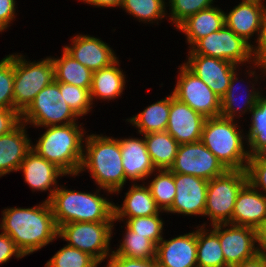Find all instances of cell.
<instances>
[{"mask_svg":"<svg viewBox=\"0 0 266 267\" xmlns=\"http://www.w3.org/2000/svg\"><path fill=\"white\" fill-rule=\"evenodd\" d=\"M119 60L108 67L93 71L90 96L93 99L112 100L121 96L125 88V75L120 69ZM118 66V67H117Z\"/></svg>","mask_w":266,"mask_h":267,"instance_id":"obj_26","label":"cell"},{"mask_svg":"<svg viewBox=\"0 0 266 267\" xmlns=\"http://www.w3.org/2000/svg\"><path fill=\"white\" fill-rule=\"evenodd\" d=\"M188 55L187 62L183 64L222 99L227 92L233 73L239 66L227 60L201 54Z\"/></svg>","mask_w":266,"mask_h":267,"instance_id":"obj_14","label":"cell"},{"mask_svg":"<svg viewBox=\"0 0 266 267\" xmlns=\"http://www.w3.org/2000/svg\"><path fill=\"white\" fill-rule=\"evenodd\" d=\"M224 11L211 6L189 16L177 28L187 36L190 48L201 38L218 31L224 24Z\"/></svg>","mask_w":266,"mask_h":267,"instance_id":"obj_25","label":"cell"},{"mask_svg":"<svg viewBox=\"0 0 266 267\" xmlns=\"http://www.w3.org/2000/svg\"><path fill=\"white\" fill-rule=\"evenodd\" d=\"M254 63L260 67V71L266 74V13L263 19L262 34L257 46H254Z\"/></svg>","mask_w":266,"mask_h":267,"instance_id":"obj_45","label":"cell"},{"mask_svg":"<svg viewBox=\"0 0 266 267\" xmlns=\"http://www.w3.org/2000/svg\"><path fill=\"white\" fill-rule=\"evenodd\" d=\"M189 50L188 54L227 60L237 66L246 64V61L255 62L254 48L225 24L218 31L199 39Z\"/></svg>","mask_w":266,"mask_h":267,"instance_id":"obj_10","label":"cell"},{"mask_svg":"<svg viewBox=\"0 0 266 267\" xmlns=\"http://www.w3.org/2000/svg\"><path fill=\"white\" fill-rule=\"evenodd\" d=\"M124 239L120 243L116 251H112L114 255L124 256L131 259H152L156 258L157 245L147 236L137 235L131 231L126 225Z\"/></svg>","mask_w":266,"mask_h":267,"instance_id":"obj_33","label":"cell"},{"mask_svg":"<svg viewBox=\"0 0 266 267\" xmlns=\"http://www.w3.org/2000/svg\"><path fill=\"white\" fill-rule=\"evenodd\" d=\"M248 182L246 170H227L223 175L208 182L204 216L211 225L231 223L236 198Z\"/></svg>","mask_w":266,"mask_h":267,"instance_id":"obj_7","label":"cell"},{"mask_svg":"<svg viewBox=\"0 0 266 267\" xmlns=\"http://www.w3.org/2000/svg\"><path fill=\"white\" fill-rule=\"evenodd\" d=\"M246 174L248 182L257 190L266 193V156H250ZM259 188V189H258Z\"/></svg>","mask_w":266,"mask_h":267,"instance_id":"obj_41","label":"cell"},{"mask_svg":"<svg viewBox=\"0 0 266 267\" xmlns=\"http://www.w3.org/2000/svg\"><path fill=\"white\" fill-rule=\"evenodd\" d=\"M79 118L65 102L59 82L52 81L42 89L29 107L21 114V122L38 127L68 125Z\"/></svg>","mask_w":266,"mask_h":267,"instance_id":"obj_8","label":"cell"},{"mask_svg":"<svg viewBox=\"0 0 266 267\" xmlns=\"http://www.w3.org/2000/svg\"><path fill=\"white\" fill-rule=\"evenodd\" d=\"M21 123V114L16 109H0V136L10 133Z\"/></svg>","mask_w":266,"mask_h":267,"instance_id":"obj_43","label":"cell"},{"mask_svg":"<svg viewBox=\"0 0 266 267\" xmlns=\"http://www.w3.org/2000/svg\"><path fill=\"white\" fill-rule=\"evenodd\" d=\"M62 52V57L58 59L51 57L54 63L55 80L90 90L93 72L76 61L64 48Z\"/></svg>","mask_w":266,"mask_h":267,"instance_id":"obj_27","label":"cell"},{"mask_svg":"<svg viewBox=\"0 0 266 267\" xmlns=\"http://www.w3.org/2000/svg\"><path fill=\"white\" fill-rule=\"evenodd\" d=\"M170 112V95L127 119L142 135L166 131Z\"/></svg>","mask_w":266,"mask_h":267,"instance_id":"obj_29","label":"cell"},{"mask_svg":"<svg viewBox=\"0 0 266 267\" xmlns=\"http://www.w3.org/2000/svg\"><path fill=\"white\" fill-rule=\"evenodd\" d=\"M261 0H242L229 13H224V22L237 36L251 44L250 37L257 34V44L262 34L266 5Z\"/></svg>","mask_w":266,"mask_h":267,"instance_id":"obj_17","label":"cell"},{"mask_svg":"<svg viewBox=\"0 0 266 267\" xmlns=\"http://www.w3.org/2000/svg\"><path fill=\"white\" fill-rule=\"evenodd\" d=\"M158 175L150 181L149 190L161 211H167L175 198L174 173L169 169L157 170Z\"/></svg>","mask_w":266,"mask_h":267,"instance_id":"obj_34","label":"cell"},{"mask_svg":"<svg viewBox=\"0 0 266 267\" xmlns=\"http://www.w3.org/2000/svg\"><path fill=\"white\" fill-rule=\"evenodd\" d=\"M107 267H160L157 259H131L124 256L114 255L108 257Z\"/></svg>","mask_w":266,"mask_h":267,"instance_id":"obj_42","label":"cell"},{"mask_svg":"<svg viewBox=\"0 0 266 267\" xmlns=\"http://www.w3.org/2000/svg\"><path fill=\"white\" fill-rule=\"evenodd\" d=\"M59 89L62 96L65 98V102L69 107H71L78 117L90 112L93 104L90 96V90L63 82H59Z\"/></svg>","mask_w":266,"mask_h":267,"instance_id":"obj_37","label":"cell"},{"mask_svg":"<svg viewBox=\"0 0 266 267\" xmlns=\"http://www.w3.org/2000/svg\"><path fill=\"white\" fill-rule=\"evenodd\" d=\"M99 190L102 188L85 193L58 187L49 200L57 227L70 222L114 221V203L100 196Z\"/></svg>","mask_w":266,"mask_h":267,"instance_id":"obj_4","label":"cell"},{"mask_svg":"<svg viewBox=\"0 0 266 267\" xmlns=\"http://www.w3.org/2000/svg\"><path fill=\"white\" fill-rule=\"evenodd\" d=\"M144 139L156 170L170 169L180 144L167 131L146 134Z\"/></svg>","mask_w":266,"mask_h":267,"instance_id":"obj_28","label":"cell"},{"mask_svg":"<svg viewBox=\"0 0 266 267\" xmlns=\"http://www.w3.org/2000/svg\"><path fill=\"white\" fill-rule=\"evenodd\" d=\"M178 69L179 79L172 91L174 97L206 118L219 117L221 99L184 64Z\"/></svg>","mask_w":266,"mask_h":267,"instance_id":"obj_11","label":"cell"},{"mask_svg":"<svg viewBox=\"0 0 266 267\" xmlns=\"http://www.w3.org/2000/svg\"><path fill=\"white\" fill-rule=\"evenodd\" d=\"M14 54L0 61V109H14Z\"/></svg>","mask_w":266,"mask_h":267,"instance_id":"obj_39","label":"cell"},{"mask_svg":"<svg viewBox=\"0 0 266 267\" xmlns=\"http://www.w3.org/2000/svg\"><path fill=\"white\" fill-rule=\"evenodd\" d=\"M79 173L86 169L99 188L107 193H120L127 179L122 165L118 138L87 135Z\"/></svg>","mask_w":266,"mask_h":267,"instance_id":"obj_2","label":"cell"},{"mask_svg":"<svg viewBox=\"0 0 266 267\" xmlns=\"http://www.w3.org/2000/svg\"><path fill=\"white\" fill-rule=\"evenodd\" d=\"M205 224L197 230V267H228L218 235Z\"/></svg>","mask_w":266,"mask_h":267,"instance_id":"obj_30","label":"cell"},{"mask_svg":"<svg viewBox=\"0 0 266 267\" xmlns=\"http://www.w3.org/2000/svg\"><path fill=\"white\" fill-rule=\"evenodd\" d=\"M26 124L21 122L10 133L0 136V177L19 171V167L32 149L31 140L26 134Z\"/></svg>","mask_w":266,"mask_h":267,"instance_id":"obj_23","label":"cell"},{"mask_svg":"<svg viewBox=\"0 0 266 267\" xmlns=\"http://www.w3.org/2000/svg\"><path fill=\"white\" fill-rule=\"evenodd\" d=\"M2 216L0 229L15 242L24 256L58 238V227L49 201L31 208H6Z\"/></svg>","mask_w":266,"mask_h":267,"instance_id":"obj_1","label":"cell"},{"mask_svg":"<svg viewBox=\"0 0 266 267\" xmlns=\"http://www.w3.org/2000/svg\"><path fill=\"white\" fill-rule=\"evenodd\" d=\"M211 229L219 237L225 263L228 267L252 259L258 254L255 244L256 229L231 223L215 224L212 225Z\"/></svg>","mask_w":266,"mask_h":267,"instance_id":"obj_13","label":"cell"},{"mask_svg":"<svg viewBox=\"0 0 266 267\" xmlns=\"http://www.w3.org/2000/svg\"><path fill=\"white\" fill-rule=\"evenodd\" d=\"M159 214L126 219V226L137 235L147 236L156 245L163 239L164 221Z\"/></svg>","mask_w":266,"mask_h":267,"instance_id":"obj_38","label":"cell"},{"mask_svg":"<svg viewBox=\"0 0 266 267\" xmlns=\"http://www.w3.org/2000/svg\"><path fill=\"white\" fill-rule=\"evenodd\" d=\"M208 182L193 175L174 173L176 193L166 213L204 215Z\"/></svg>","mask_w":266,"mask_h":267,"instance_id":"obj_15","label":"cell"},{"mask_svg":"<svg viewBox=\"0 0 266 267\" xmlns=\"http://www.w3.org/2000/svg\"><path fill=\"white\" fill-rule=\"evenodd\" d=\"M234 121L221 116L207 118L200 141L227 170H246L250 156L243 145V130Z\"/></svg>","mask_w":266,"mask_h":267,"instance_id":"obj_5","label":"cell"},{"mask_svg":"<svg viewBox=\"0 0 266 267\" xmlns=\"http://www.w3.org/2000/svg\"><path fill=\"white\" fill-rule=\"evenodd\" d=\"M206 117L179 101L171 92L170 112L166 131L179 143L201 140Z\"/></svg>","mask_w":266,"mask_h":267,"instance_id":"obj_16","label":"cell"},{"mask_svg":"<svg viewBox=\"0 0 266 267\" xmlns=\"http://www.w3.org/2000/svg\"><path fill=\"white\" fill-rule=\"evenodd\" d=\"M19 170H22L24 181L32 188V191H49L46 201H49L57 190L58 177L67 175L58 166L41 157L33 149L27 153Z\"/></svg>","mask_w":266,"mask_h":267,"instance_id":"obj_19","label":"cell"},{"mask_svg":"<svg viewBox=\"0 0 266 267\" xmlns=\"http://www.w3.org/2000/svg\"><path fill=\"white\" fill-rule=\"evenodd\" d=\"M165 0H124L122 8L140 21L153 23L162 20L165 12Z\"/></svg>","mask_w":266,"mask_h":267,"instance_id":"obj_35","label":"cell"},{"mask_svg":"<svg viewBox=\"0 0 266 267\" xmlns=\"http://www.w3.org/2000/svg\"><path fill=\"white\" fill-rule=\"evenodd\" d=\"M15 3V0H0V32L6 30L15 19Z\"/></svg>","mask_w":266,"mask_h":267,"instance_id":"obj_46","label":"cell"},{"mask_svg":"<svg viewBox=\"0 0 266 267\" xmlns=\"http://www.w3.org/2000/svg\"><path fill=\"white\" fill-rule=\"evenodd\" d=\"M118 140L126 179L132 181L148 179L156 168L147 151L144 135L143 139L131 137Z\"/></svg>","mask_w":266,"mask_h":267,"instance_id":"obj_22","label":"cell"},{"mask_svg":"<svg viewBox=\"0 0 266 267\" xmlns=\"http://www.w3.org/2000/svg\"><path fill=\"white\" fill-rule=\"evenodd\" d=\"M12 256L22 258L24 255L17 248L15 242L6 234H0V264L6 263Z\"/></svg>","mask_w":266,"mask_h":267,"instance_id":"obj_44","label":"cell"},{"mask_svg":"<svg viewBox=\"0 0 266 267\" xmlns=\"http://www.w3.org/2000/svg\"><path fill=\"white\" fill-rule=\"evenodd\" d=\"M256 243L258 254L266 256V221L256 229Z\"/></svg>","mask_w":266,"mask_h":267,"instance_id":"obj_47","label":"cell"},{"mask_svg":"<svg viewBox=\"0 0 266 267\" xmlns=\"http://www.w3.org/2000/svg\"><path fill=\"white\" fill-rule=\"evenodd\" d=\"M266 221V194L247 182L235 201L232 224L257 229Z\"/></svg>","mask_w":266,"mask_h":267,"instance_id":"obj_21","label":"cell"},{"mask_svg":"<svg viewBox=\"0 0 266 267\" xmlns=\"http://www.w3.org/2000/svg\"><path fill=\"white\" fill-rule=\"evenodd\" d=\"M54 80V63L50 56L42 61L30 62L22 54H15L14 109L22 114L37 94Z\"/></svg>","mask_w":266,"mask_h":267,"instance_id":"obj_6","label":"cell"},{"mask_svg":"<svg viewBox=\"0 0 266 267\" xmlns=\"http://www.w3.org/2000/svg\"><path fill=\"white\" fill-rule=\"evenodd\" d=\"M232 267H266V256L257 254L254 258L242 261Z\"/></svg>","mask_w":266,"mask_h":267,"instance_id":"obj_48","label":"cell"},{"mask_svg":"<svg viewBox=\"0 0 266 267\" xmlns=\"http://www.w3.org/2000/svg\"><path fill=\"white\" fill-rule=\"evenodd\" d=\"M237 70L233 73L231 79H230V83H229V87L227 89V92L226 94L222 97L221 99V117H224L226 119H231V120H234L235 116L237 117L238 113L239 112V118H240V115L244 114L245 112H251V110L256 106V102H257V99H258V95H259V91L258 89L255 90L256 88H254V84H252V89L249 90L245 88V91L247 94H245L244 98L243 99V107L241 106H237V100L235 99V92L237 91L234 84L236 81H239V77H237ZM239 87V86H238ZM257 91V92H256ZM244 108V109H243ZM242 112V114H241Z\"/></svg>","mask_w":266,"mask_h":267,"instance_id":"obj_32","label":"cell"},{"mask_svg":"<svg viewBox=\"0 0 266 267\" xmlns=\"http://www.w3.org/2000/svg\"><path fill=\"white\" fill-rule=\"evenodd\" d=\"M45 128H47L46 131L40 136L36 145L32 146V149L47 161L58 166L67 176L79 175L86 133L82 124L78 126L77 123H71Z\"/></svg>","mask_w":266,"mask_h":267,"instance_id":"obj_3","label":"cell"},{"mask_svg":"<svg viewBox=\"0 0 266 267\" xmlns=\"http://www.w3.org/2000/svg\"><path fill=\"white\" fill-rule=\"evenodd\" d=\"M114 222H70L58 227V237L102 263L112 254L110 240Z\"/></svg>","mask_w":266,"mask_h":267,"instance_id":"obj_9","label":"cell"},{"mask_svg":"<svg viewBox=\"0 0 266 267\" xmlns=\"http://www.w3.org/2000/svg\"><path fill=\"white\" fill-rule=\"evenodd\" d=\"M156 259L160 267H197V230L157 244Z\"/></svg>","mask_w":266,"mask_h":267,"instance_id":"obj_18","label":"cell"},{"mask_svg":"<svg viewBox=\"0 0 266 267\" xmlns=\"http://www.w3.org/2000/svg\"><path fill=\"white\" fill-rule=\"evenodd\" d=\"M72 43L64 49L92 72L108 67L118 59L112 48L99 38L80 34L72 38Z\"/></svg>","mask_w":266,"mask_h":267,"instance_id":"obj_20","label":"cell"},{"mask_svg":"<svg viewBox=\"0 0 266 267\" xmlns=\"http://www.w3.org/2000/svg\"><path fill=\"white\" fill-rule=\"evenodd\" d=\"M251 126L245 140L249 156H266V96L259 93L256 106L251 110Z\"/></svg>","mask_w":266,"mask_h":267,"instance_id":"obj_31","label":"cell"},{"mask_svg":"<svg viewBox=\"0 0 266 267\" xmlns=\"http://www.w3.org/2000/svg\"><path fill=\"white\" fill-rule=\"evenodd\" d=\"M169 170L173 173L193 175L207 181L227 171L201 141L180 144Z\"/></svg>","mask_w":266,"mask_h":267,"instance_id":"obj_12","label":"cell"},{"mask_svg":"<svg viewBox=\"0 0 266 267\" xmlns=\"http://www.w3.org/2000/svg\"><path fill=\"white\" fill-rule=\"evenodd\" d=\"M161 209L151 195L148 186L133 184L125 194L121 206L114 204V221L160 214Z\"/></svg>","mask_w":266,"mask_h":267,"instance_id":"obj_24","label":"cell"},{"mask_svg":"<svg viewBox=\"0 0 266 267\" xmlns=\"http://www.w3.org/2000/svg\"><path fill=\"white\" fill-rule=\"evenodd\" d=\"M215 1V0H214ZM213 0H169L171 17L176 28L185 21L189 16L213 6Z\"/></svg>","mask_w":266,"mask_h":267,"instance_id":"obj_40","label":"cell"},{"mask_svg":"<svg viewBox=\"0 0 266 267\" xmlns=\"http://www.w3.org/2000/svg\"><path fill=\"white\" fill-rule=\"evenodd\" d=\"M82 1V0H81ZM84 3L97 7H118L122 6L124 0H83Z\"/></svg>","mask_w":266,"mask_h":267,"instance_id":"obj_49","label":"cell"},{"mask_svg":"<svg viewBox=\"0 0 266 267\" xmlns=\"http://www.w3.org/2000/svg\"><path fill=\"white\" fill-rule=\"evenodd\" d=\"M47 264L50 267H97L100 263L88 253L66 245Z\"/></svg>","mask_w":266,"mask_h":267,"instance_id":"obj_36","label":"cell"}]
</instances>
